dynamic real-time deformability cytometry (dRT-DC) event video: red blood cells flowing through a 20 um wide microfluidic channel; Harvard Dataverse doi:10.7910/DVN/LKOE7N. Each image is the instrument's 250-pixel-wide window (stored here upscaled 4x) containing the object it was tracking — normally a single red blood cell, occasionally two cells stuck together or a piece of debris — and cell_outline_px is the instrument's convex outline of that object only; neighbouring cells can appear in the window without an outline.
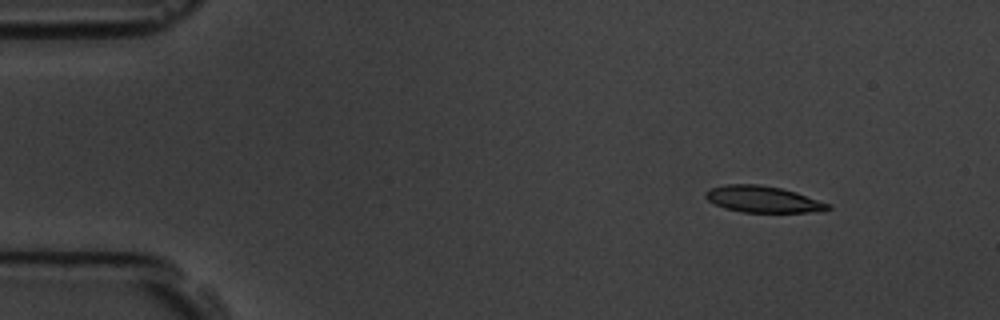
{"species": "common noctule bat (a hibernating species)", "species_latin": "Nyctalus noctula", "temperature_condition": "room temperature", "stored_images_in_passage": 3, "camera_frame_rate_fps": 3000, "um_per_image_px": 0.085, "animal": {"sex": "male", "body_mass_g": 19.5, "forearm_length_mm": 54.6}, "frame": {"image": 1, "passage_image": 1, "time_ms": 0.0, "image_size_px": [1000, 320], "cell_outline_px": [[832, 208], [824, 212], [744, 212], [724, 208], [708, 200], [704, 196], [704, 192], [712, 188], [724, 184], [760, 184], [780, 188], [796, 192], [828, 204]], "centroid_in_image_um": [64.84, 16.94], "position_along_channel_um": 20.2, "area_um2": 18.79}}